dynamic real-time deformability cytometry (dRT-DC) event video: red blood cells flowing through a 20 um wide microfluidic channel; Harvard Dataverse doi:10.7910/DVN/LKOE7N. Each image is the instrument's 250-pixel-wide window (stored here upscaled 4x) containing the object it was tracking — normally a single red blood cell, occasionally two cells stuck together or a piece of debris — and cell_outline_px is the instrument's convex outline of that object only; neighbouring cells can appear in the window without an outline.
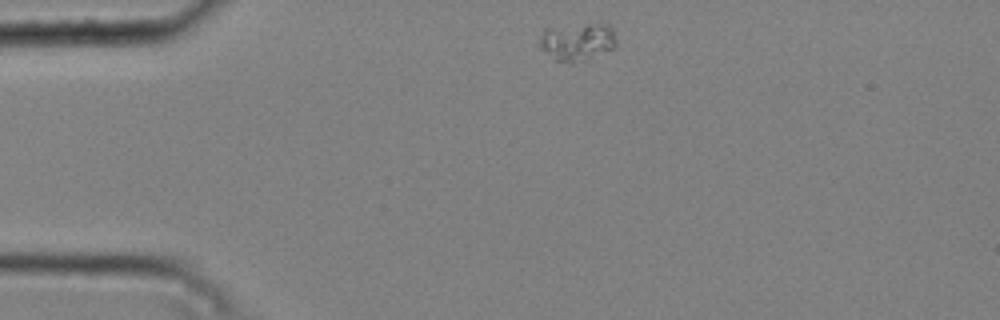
{"species": "common noctule bat (a hibernating species)", "species_latin": "Nyctalus noctula", "temperature_condition": "cold", "stored_images_in_passage": 35, "camera_frame_rate_fps": 3000, "um_per_image_px": 0.085, "animal": {"sex": "male", "body_mass_g": 20.4}, "frame": {"image": 1, "passage_image": 1, "time_ms": 0.0, "image_size_px": [1000, 320], "cell_outline_px": [[616, 48], [588, 60], [572, 64], [552, 60], [536, 44], [540, 36], [548, 28], [588, 24], [608, 24], [612, 28], [616, 40]], "centroid_in_image_um": [49.06, 3.6], "position_along_channel_um": 35.9, "area_um2": 17.34}}
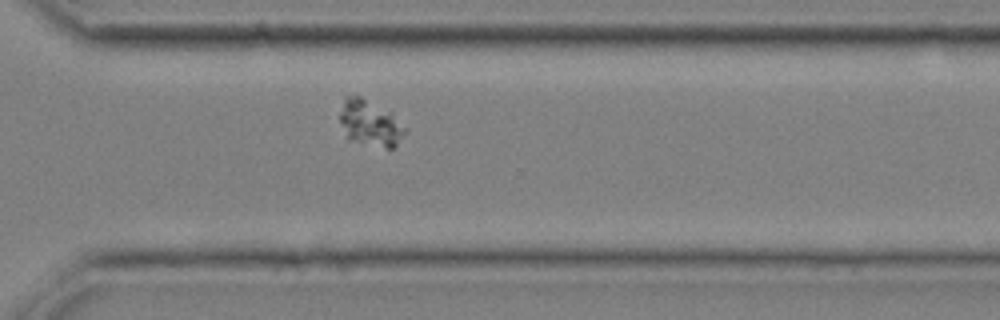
{"frame": {"image": 2, "passage_image": 29, "time_ms": 9.333, "image_size_px": [1000, 320], "cell_outline_px": [[408, 128], [396, 144], [392, 148], [388, 148], [348, 140], [340, 120], [340, 112], [344, 100], [348, 96], [360, 96], [392, 112]], "centroid_in_image_um": [31.48, 10.46], "position_along_channel_um": 339.1, "area_um2": 17.28}}
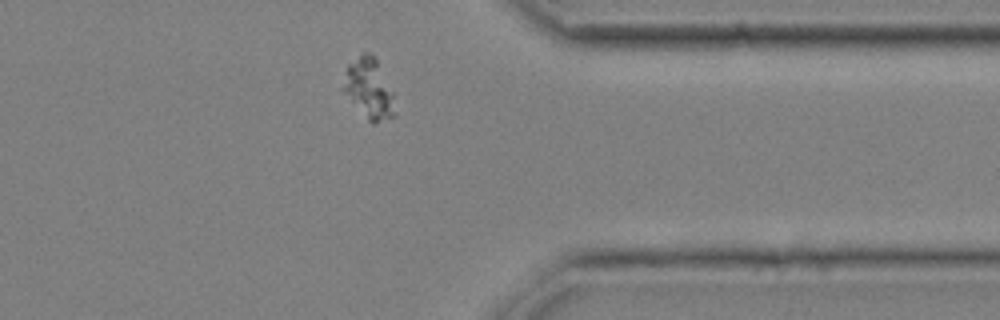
{"frame": {"image": 3, "passage_image": 33, "time_ms": 10.667, "image_size_px": [1000, 320], "cell_outline_px": [[396, 116], [372, 124], [368, 120], [340, 88], [348, 64], [364, 48], [376, 60], [392, 92]], "centroid_in_image_um": [31.33, 7.51], "position_along_channel_um": 380.1, "area_um2": 18.03}}